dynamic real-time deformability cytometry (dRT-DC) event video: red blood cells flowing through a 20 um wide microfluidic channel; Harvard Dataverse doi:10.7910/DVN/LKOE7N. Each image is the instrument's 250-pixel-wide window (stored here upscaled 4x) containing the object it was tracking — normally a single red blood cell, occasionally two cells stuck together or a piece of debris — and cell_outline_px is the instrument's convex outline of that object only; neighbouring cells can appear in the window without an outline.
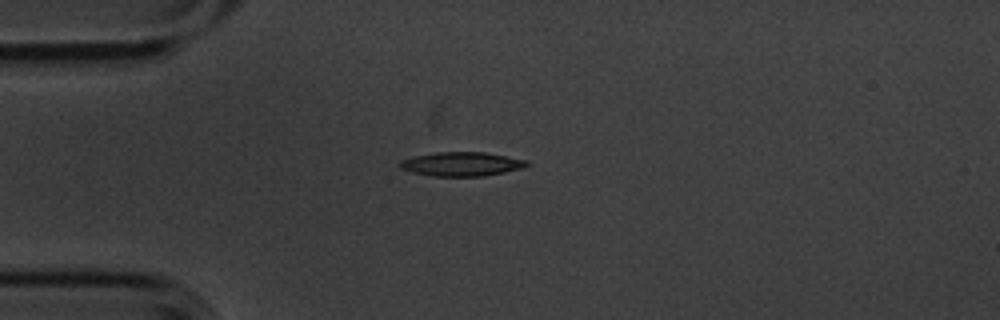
{"species": "common noctule bat (a hibernating species)", "species_latin": "Nyctalus noctula", "temperature_condition": "cold", "stored_images_in_passage": 8, "camera_frame_rate_fps": 3000, "um_per_image_px": 0.085, "animal": {"sex": "male", "body_mass_g": 20.1, "forearm_length_mm": 53.5}, "frame": {"image": 1, "passage_image": 4, "time_ms": 1.0, "image_size_px": [1000, 320], "cell_outline_px": [[528, 164], [524, 168], [484, 176], [432, 176], [412, 172], [400, 168], [400, 160], [416, 156], [436, 152], [484, 152], [528, 160]], "centroid_in_image_um": [39.25, 13.94], "position_along_channel_um": 45.8, "area_um2": 17.69}}
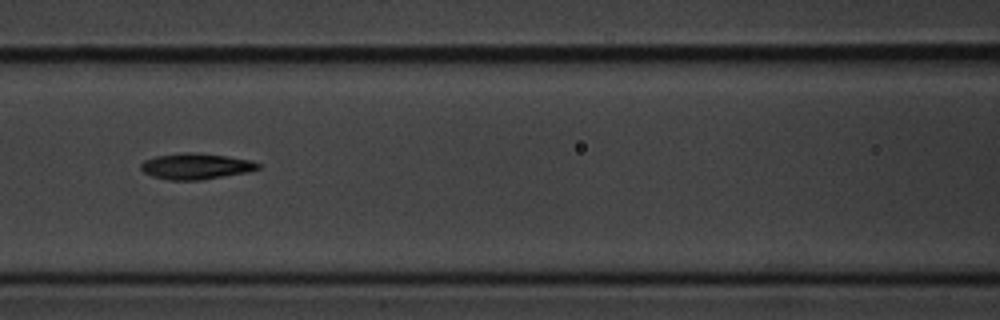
{"frame": {"image": 2, "passage_image": 7, "time_ms": 2.0, "image_size_px": [1000, 320], "cell_outline_px": [[260, 168], [244, 172], [200, 180], [168, 180], [152, 176], [144, 172], [140, 168], [140, 164], [144, 160], [156, 156], [180, 152], [192, 152], [224, 156], [252, 160], [260, 164]], "centroid_in_image_um": [16.59, 14.12], "position_along_channel_um": 150.0, "area_um2": 17.57}}
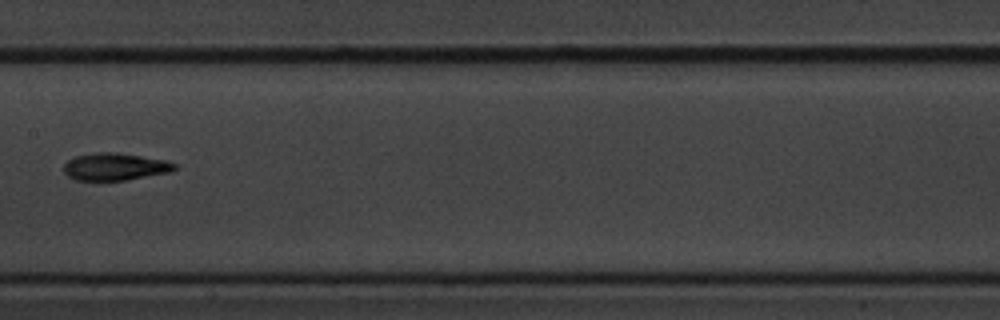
{"frame": {"image": 3, "passage_image": 8, "time_ms": 2.333, "image_size_px": [1000, 320], "cell_outline_px": [[176, 168], [172, 172], [128, 180], [76, 180], [68, 176], [64, 172], [64, 164], [68, 160], [76, 156], [96, 152], [116, 152], [164, 160], [176, 164]], "centroid_in_image_um": [9.78, 14.17], "position_along_channel_um": 197.6, "area_um2": 17.63}}